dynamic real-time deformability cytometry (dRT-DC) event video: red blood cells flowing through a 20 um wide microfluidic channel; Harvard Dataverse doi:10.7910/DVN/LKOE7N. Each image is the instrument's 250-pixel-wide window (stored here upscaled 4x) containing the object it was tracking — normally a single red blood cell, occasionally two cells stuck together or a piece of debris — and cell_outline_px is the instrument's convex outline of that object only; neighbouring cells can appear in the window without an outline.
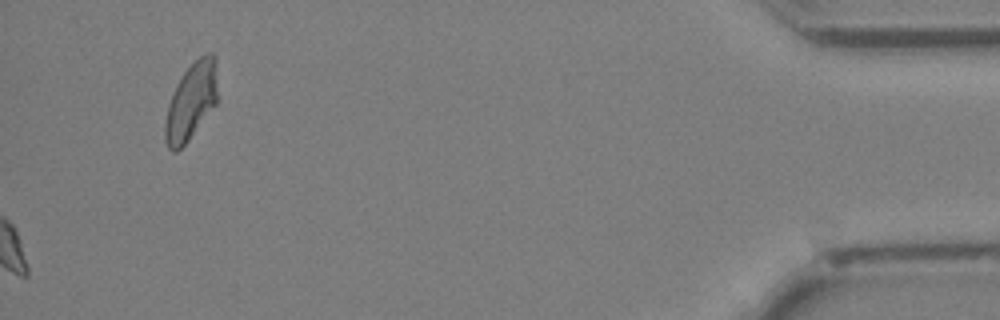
{"species": "Egyptian fruit bat (a non-hibernating species)", "species_latin": "Rousettus aegyptiacus", "temperature_condition": "cold", "stored_images_in_passage": 42, "camera_frame_rate_fps": 3000, "um_per_image_px": 0.085, "animal": {"sex": "female"}, "frame": {"image": 1, "passage_image": 42, "time_ms": 13.667, "image_size_px": [1000, 320], "cell_outline_px": [[216, 104], [188, 140], [176, 152], [172, 152], [168, 148], [164, 140], [164, 124], [168, 104], [172, 92], [176, 84], [184, 72], [200, 56], [208, 52], [212, 52], [216, 56]], "centroid_in_image_um": [16.22, 8.62], "position_along_channel_um": 419.0, "area_um2": 23.47}}